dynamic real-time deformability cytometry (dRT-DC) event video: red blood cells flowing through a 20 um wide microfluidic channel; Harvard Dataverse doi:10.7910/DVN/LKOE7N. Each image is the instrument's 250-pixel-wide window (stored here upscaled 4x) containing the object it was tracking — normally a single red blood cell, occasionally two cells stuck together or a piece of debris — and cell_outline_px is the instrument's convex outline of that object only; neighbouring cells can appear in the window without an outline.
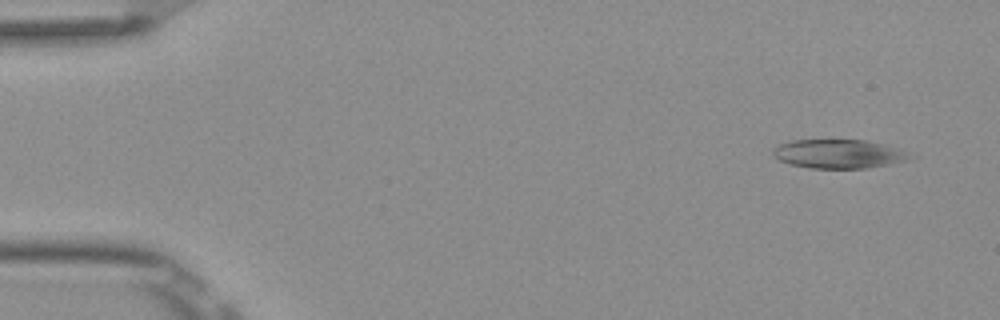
{"species": "Egyptian fruit bat (a non-hibernating species)", "species_latin": "Rousettus aegyptiacus", "temperature_condition": "room temperature", "stored_images_in_passage": 7, "camera_frame_rate_fps": 3000, "um_per_image_px": 0.085, "frame": {"image": 1, "passage_image": 1, "time_ms": 0.0, "image_size_px": [1000, 320], "cell_outline_px": [[920, 156], [908, 160], [892, 164], [868, 168], [808, 168], [792, 164], [780, 160], [772, 156], [772, 148], [788, 140], [864, 140], [884, 144], [900, 148]], "centroid_in_image_um": [71.37, 13.08], "position_along_channel_um": 13.6, "area_um2": 23.52}}
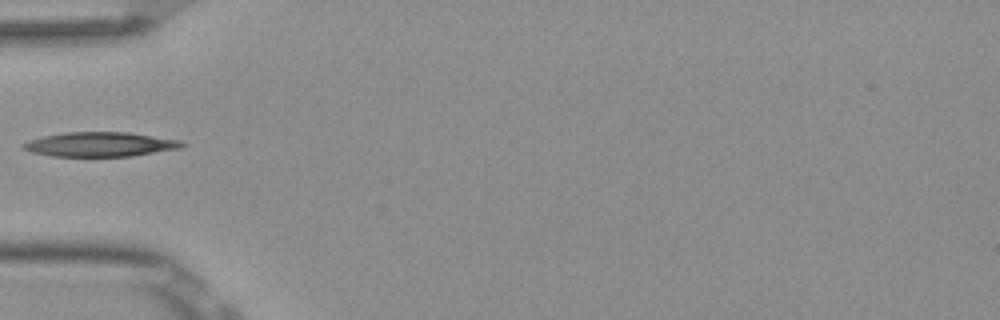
{"frame": {"image": 2, "passage_image": 5, "time_ms": 1.333, "image_size_px": [1000, 320], "cell_outline_px": [[188, 144], [184, 148], [132, 156], [52, 156], [32, 152], [20, 148], [20, 144], [28, 140], [40, 136], [64, 132], [128, 132], [180, 140]], "centroid_in_image_um": [8.51, 12.26], "position_along_channel_um": 76.5, "area_um2": 23.0}}
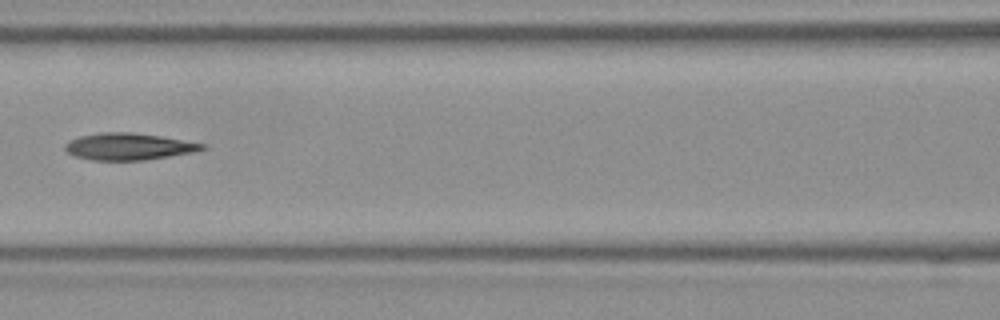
{"frame": {"image": 3, "passage_image": 7, "time_ms": 2.0, "image_size_px": [1000, 320], "cell_outline_px": [[208, 148], [192, 152], [144, 160], [92, 160], [76, 156], [68, 152], [64, 148], [64, 144], [68, 140], [80, 136], [100, 132], [132, 132], [160, 136], [208, 144]], "centroid_in_image_um": [10.93, 12.44], "position_along_channel_um": 155.7, "area_um2": 21.44}}